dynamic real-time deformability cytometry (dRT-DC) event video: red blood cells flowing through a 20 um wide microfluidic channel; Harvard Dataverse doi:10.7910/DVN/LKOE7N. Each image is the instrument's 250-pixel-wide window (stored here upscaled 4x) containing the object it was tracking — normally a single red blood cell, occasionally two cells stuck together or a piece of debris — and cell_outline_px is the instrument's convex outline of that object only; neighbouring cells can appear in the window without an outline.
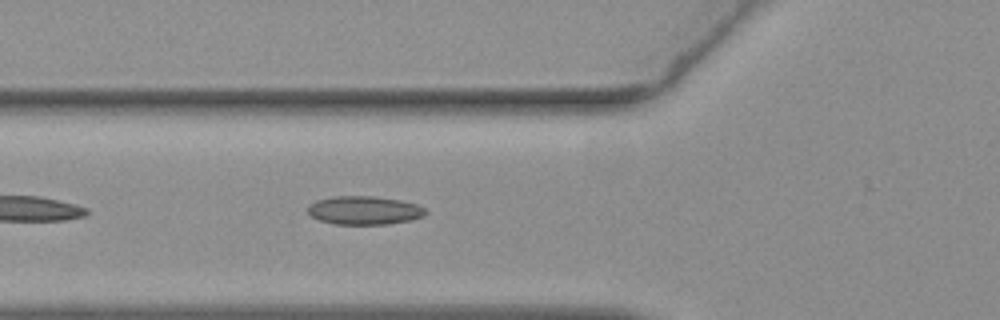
{"species": "common noctule bat (a hibernating species)", "species_latin": "Nyctalus noctula", "temperature_condition": "warm", "stored_images_in_passage": 5, "camera_frame_rate_fps": 3000, "um_per_image_px": 0.085, "animal": {"sex": "female", "body_mass_g": 19.3, "forearm_length_mm": 54.1}, "frame": {"image": 1, "passage_image": 5, "time_ms": 1.333, "image_size_px": [1000, 320], "cell_outline_px": [[428, 212], [424, 216], [412, 220], [388, 224], [336, 224], [320, 220], [312, 216], [308, 212], [308, 204], [316, 200], [332, 196], [376, 196], [400, 200], [416, 204], [424, 208]], "centroid_in_image_um": [30.97, 17.87], "position_along_channel_um": 94.8, "area_um2": 19.65}}